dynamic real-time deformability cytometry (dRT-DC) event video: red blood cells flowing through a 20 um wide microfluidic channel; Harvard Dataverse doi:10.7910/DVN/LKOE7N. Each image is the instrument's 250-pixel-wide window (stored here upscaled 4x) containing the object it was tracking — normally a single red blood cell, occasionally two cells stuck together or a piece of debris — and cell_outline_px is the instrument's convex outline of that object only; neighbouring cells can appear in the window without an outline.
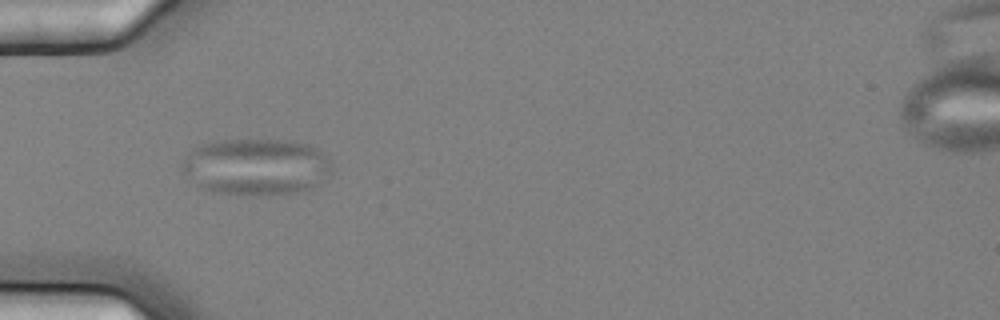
{"species": "common noctule bat (a hibernating species)", "species_latin": "Nyctalus noctula", "temperature_condition": "cold", "stored_images_in_passage": 4, "camera_frame_rate_fps": 3000, "um_per_image_px": 0.085, "animal": {"sex": "female", "body_mass_g": 25.1}, "frame": {"image": 1, "passage_image": 3, "time_ms": 0.667, "image_size_px": [1000, 320], "cell_outline_px": [[332, 172], [320, 184], [312, 188], [300, 192], [268, 196], [252, 196], [212, 192], [200, 188], [184, 172], [180, 164], [184, 156], [192, 148], [204, 144], [224, 140], [276, 140], [308, 144], [316, 148], [328, 156]], "centroid_in_image_um": [21.78, 14.21], "position_along_channel_um": 63.2, "area_um2": 50.0}}
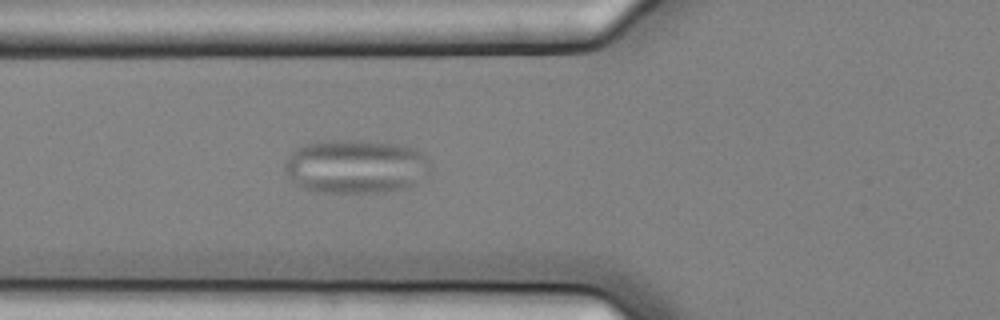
{"frame": {"image": 2, "passage_image": 4, "time_ms": 1.0, "image_size_px": [1000, 320], "cell_outline_px": [[432, 160], [428, 176], [416, 184], [404, 188], [380, 192], [316, 192], [300, 188], [288, 176], [284, 168], [284, 164], [288, 156], [296, 148], [304, 144], [316, 140], [360, 140], [392, 144], [416, 148], [424, 152]], "centroid_in_image_um": [30.26, 14.14], "position_along_channel_um": 95.5, "area_um2": 46.53}}